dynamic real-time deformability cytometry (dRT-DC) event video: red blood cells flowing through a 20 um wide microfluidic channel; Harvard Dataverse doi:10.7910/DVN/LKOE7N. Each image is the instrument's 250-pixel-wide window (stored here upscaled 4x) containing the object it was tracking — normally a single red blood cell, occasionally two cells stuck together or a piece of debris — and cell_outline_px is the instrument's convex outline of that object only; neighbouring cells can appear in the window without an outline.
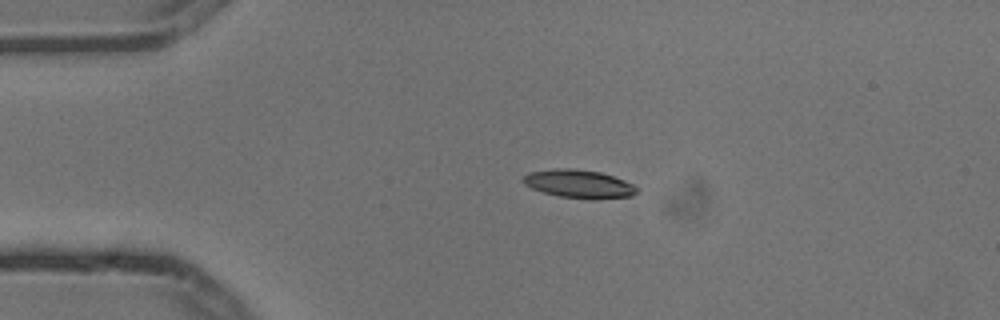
{"species": "common noctule bat (a hibernating species)", "species_latin": "Nyctalus noctula", "temperature_condition": "cold", "stored_images_in_passage": 4, "camera_frame_rate_fps": 3000, "um_per_image_px": 0.085, "animal": {"sex": "male", "body_mass_g": 13.3}, "frame": {"image": 1, "passage_image": 3, "time_ms": 0.667, "image_size_px": [1000, 320], "cell_outline_px": [[636, 192], [632, 196], [596, 200], [592, 200], [560, 196], [544, 192], [532, 188], [524, 184], [520, 180], [528, 172], [556, 168], [572, 168], [600, 172], [624, 180], [632, 184], [636, 188]], "centroid_in_image_um": [49.18, 15.63], "position_along_channel_um": 35.8, "area_um2": 18.79}}